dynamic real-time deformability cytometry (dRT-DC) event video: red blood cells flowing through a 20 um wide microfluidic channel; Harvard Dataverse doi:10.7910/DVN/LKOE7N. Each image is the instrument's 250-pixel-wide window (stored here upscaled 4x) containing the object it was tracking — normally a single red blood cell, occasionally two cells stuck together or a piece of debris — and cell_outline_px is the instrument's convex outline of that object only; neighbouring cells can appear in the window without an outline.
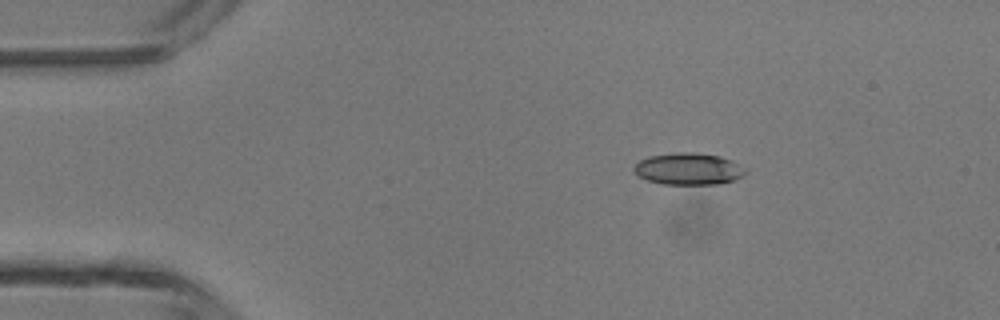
{"species": "common noctule bat (a hibernating species)", "species_latin": "Nyctalus noctula", "temperature_condition": "room temperature", "stored_images_in_passage": 40, "camera_frame_rate_fps": 3000, "um_per_image_px": 0.085, "animal": {"sex": "male", "body_mass_g": 13.3}, "frame": {"image": 1, "passage_image": 1, "time_ms": 0.0, "image_size_px": [1000, 320], "cell_outline_px": [[748, 172], [744, 176], [720, 184], [664, 184], [648, 180], [632, 172], [632, 168], [640, 160], [648, 156], [680, 152], [692, 152], [720, 156], [732, 160], [748, 168]], "centroid_in_image_um": [58.56, 14.35], "position_along_channel_um": 26.4, "area_um2": 20.87}}
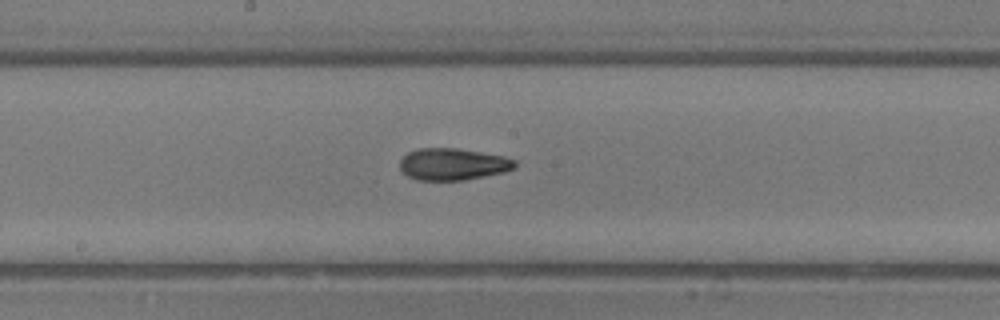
{"frame": {"image": 2, "passage_image": 18, "time_ms": 5.667, "image_size_px": [1000, 320], "cell_outline_px": [[516, 164], [512, 168], [504, 172], [464, 180], [416, 180], [408, 176], [400, 168], [400, 160], [408, 152], [420, 148], [456, 148], [504, 156], [516, 160]], "centroid_in_image_um": [38.48, 13.95], "position_along_channel_um": 209.7, "area_um2": 21.21}}
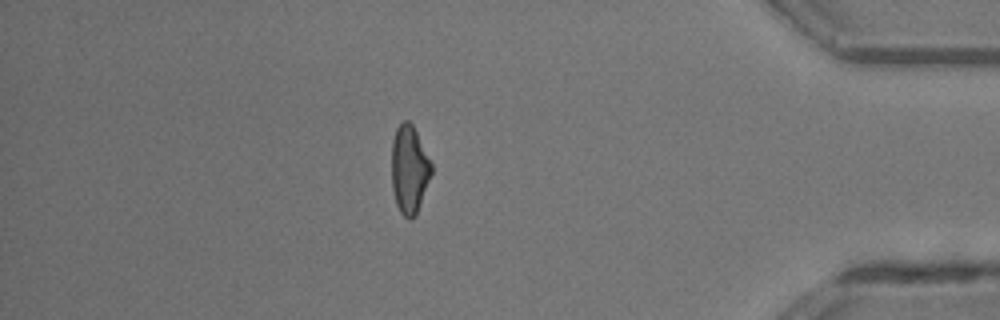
{"frame": {"image": 3, "passage_image": 34, "time_ms": 11.0, "image_size_px": [1000, 320], "cell_outline_px": [[432, 172], [416, 216], [412, 220], [408, 220], [400, 212], [396, 204], [392, 188], [392, 140], [396, 128], [404, 120], [408, 120], [412, 124], [432, 164]], "centroid_in_image_um": [34.78, 14.43], "position_along_channel_um": 400.4, "area_um2": 20.4}, "authors_computed_cell_mechanics": {"area_um2": 20.808, "velocity_mm_per_s": 4.3618, "shape_relaxation_time_tau1_ms": 4.6373, "shape_relaxation_time_tau2_ms": 2.4573, "deformation_change_tau1": 0.1549, "deformation_change_tau2": 0.0996}}